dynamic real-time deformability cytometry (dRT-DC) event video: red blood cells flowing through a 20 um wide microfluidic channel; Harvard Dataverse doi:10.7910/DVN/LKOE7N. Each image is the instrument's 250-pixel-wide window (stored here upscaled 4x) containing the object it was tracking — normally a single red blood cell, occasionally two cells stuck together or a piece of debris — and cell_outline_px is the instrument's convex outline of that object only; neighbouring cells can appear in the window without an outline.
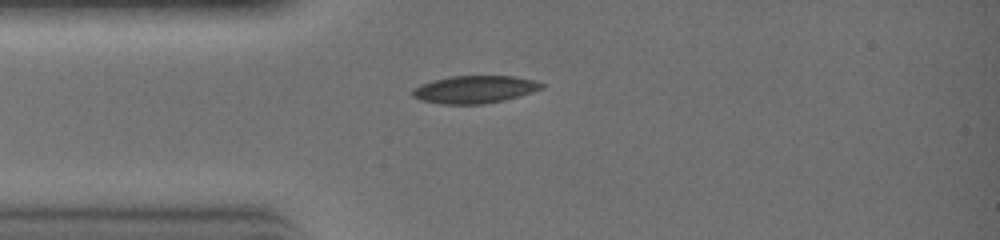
{"species": "common noctule bat (a hibernating species)", "species_latin": "Nyctalus noctula", "temperature_condition": "warm", "stored_images_in_passage": 2, "camera_frame_rate_fps": 3000, "um_per_image_px": 0.085, "animal": {"sex": "female", "body_mass_g": 19.0, "forearm_length_mm": 51.5}, "frame": {"image": 1, "passage_image": 1, "time_ms": 0.0, "image_size_px": [1000, 240], "cell_outline_px": [[544, 88], [532, 92], [504, 100], [480, 104], [440, 104], [420, 100], [412, 96], [412, 88], [420, 84], [432, 80], [452, 76], [512, 76], [536, 80], [544, 84]], "centroid_in_image_um": [40.32, 7.6], "position_along_channel_um": 44.7, "area_um2": 20.81}}